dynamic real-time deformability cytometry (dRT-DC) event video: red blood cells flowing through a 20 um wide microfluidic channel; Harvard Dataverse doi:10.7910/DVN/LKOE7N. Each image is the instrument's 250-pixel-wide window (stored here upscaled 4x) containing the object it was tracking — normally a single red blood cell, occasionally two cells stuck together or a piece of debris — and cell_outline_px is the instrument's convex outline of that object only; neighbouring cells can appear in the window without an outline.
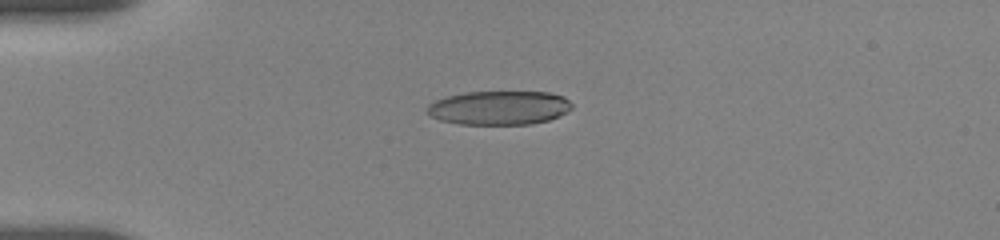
{"species": "human", "species_latin": "Homo sapiens", "temperature_condition": "room temperature", "stored_images_in_passage": 6, "camera_frame_rate_fps": 3000, "um_per_image_px": 0.085, "donor": {"sex": "female"}, "frame": {"image": 1, "passage_image": 2, "time_ms": 0.667, "image_size_px": [1000, 240], "cell_outline_px": [[572, 108], [560, 116], [548, 120], [532, 124], [460, 124], [440, 120], [428, 116], [428, 104], [436, 100], [448, 96], [468, 92], [548, 92], [564, 96], [572, 104]], "centroid_in_image_um": [42.44, 9.16], "position_along_channel_um": 42.6, "area_um2": 28.61}}
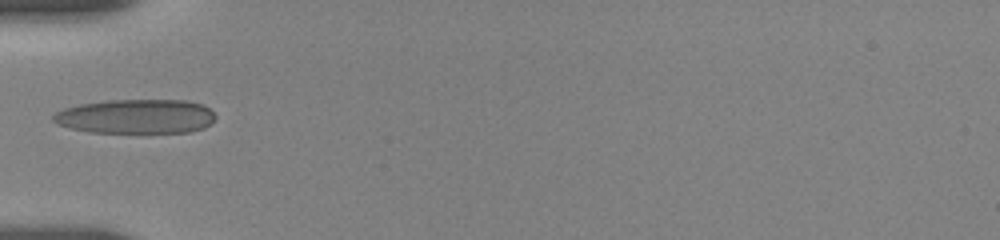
{"frame": {"image": 2, "passage_image": 4, "time_ms": 2.333, "image_size_px": [1000, 240], "cell_outline_px": [[216, 116], [204, 128], [188, 132], [88, 132], [56, 124], [52, 120], [52, 116], [56, 112], [64, 108], [80, 104], [108, 100], [188, 100], [204, 104]], "centroid_in_image_um": [11.54, 9.88], "position_along_channel_um": 73.5, "area_um2": 32.43}}
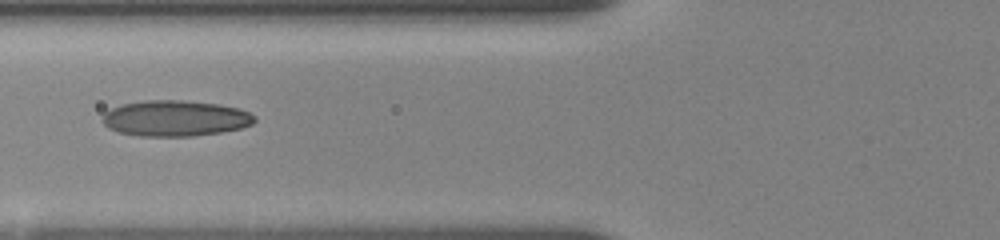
{"frame": {"image": 3, "passage_image": 5, "time_ms": 3.333, "image_size_px": [1000, 240], "cell_outline_px": [[256, 120], [252, 124], [240, 128], [220, 132], [192, 136], [140, 136], [120, 132], [108, 128], [100, 120], [104, 112], [120, 104], [144, 100], [180, 100], [216, 104], [236, 108], [248, 112], [256, 116]], "centroid_in_image_um": [14.85, 10.05], "position_along_channel_um": 111.0, "area_um2": 31.73}}